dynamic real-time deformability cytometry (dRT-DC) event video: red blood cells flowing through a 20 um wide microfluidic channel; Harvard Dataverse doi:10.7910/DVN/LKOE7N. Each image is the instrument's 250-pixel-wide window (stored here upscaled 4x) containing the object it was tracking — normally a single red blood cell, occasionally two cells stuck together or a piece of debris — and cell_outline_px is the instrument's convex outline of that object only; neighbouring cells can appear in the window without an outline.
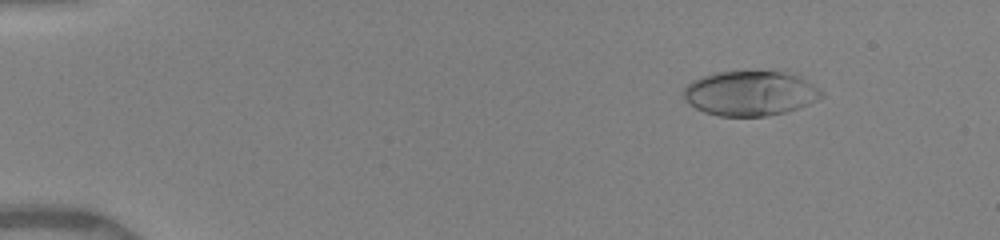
{"species": "human", "species_latin": "Homo sapiens", "temperature_condition": "warm", "stored_images_in_passage": 68, "camera_frame_rate_fps": 3000, "um_per_image_px": 0.085, "donor": {"sex": "female"}, "frame": {"image": 1, "passage_image": 4, "time_ms": 0.667, "image_size_px": [1000, 240], "cell_outline_px": [[824, 96], [808, 104], [784, 112], [768, 116], [720, 116], [704, 112], [688, 104], [684, 100], [684, 88], [692, 80], [716, 72], [784, 68], [820, 88], [824, 92]], "centroid_in_image_um": [63.8, 7.88], "position_along_channel_um": 21.2, "area_um2": 36.99}}
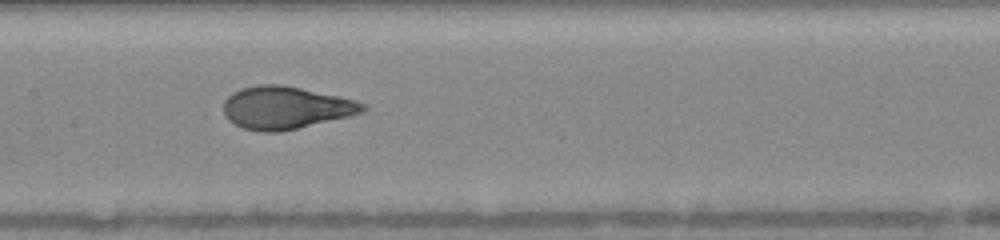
{"frame": {"image": 2, "passage_image": 32, "time_ms": 7.333, "image_size_px": [1000, 240], "cell_outline_px": [[368, 108], [352, 116], [280, 132], [264, 132], [244, 128], [228, 120], [224, 116], [224, 100], [232, 92], [240, 88], [260, 84], [280, 84], [340, 96], [356, 100], [364, 104]], "centroid_in_image_um": [24.28, 9.15], "position_along_channel_um": 183.1, "area_um2": 34.62}}
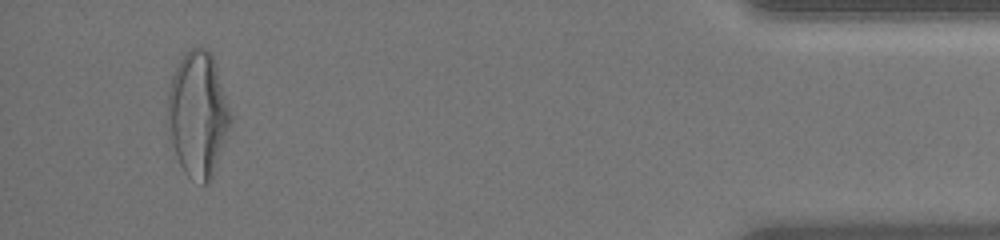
{"frame": {"image": 3, "passage_image": 63, "time_ms": 14.667, "image_size_px": [1000, 240], "cell_outline_px": [[232, 120], [212, 180], [204, 184], [188, 176], [184, 172], [176, 156], [168, 128], [168, 96], [172, 76], [180, 60], [192, 48], [208, 48], [216, 64], [232, 116]], "centroid_in_image_um": [16.84, 9.74], "position_along_channel_um": 418.4, "area_um2": 45.43}, "authors_computed_cell_mechanics": {"area_um2": 34.9112, "velocity_mm_per_s": 4.0059, "shape_relaxation_time_tau1_ms": 5.5496, "shape_relaxation_time_tau2_ms": null, "deformation_change_tau1": 0.2537, "deformation_change_tau2": null}}